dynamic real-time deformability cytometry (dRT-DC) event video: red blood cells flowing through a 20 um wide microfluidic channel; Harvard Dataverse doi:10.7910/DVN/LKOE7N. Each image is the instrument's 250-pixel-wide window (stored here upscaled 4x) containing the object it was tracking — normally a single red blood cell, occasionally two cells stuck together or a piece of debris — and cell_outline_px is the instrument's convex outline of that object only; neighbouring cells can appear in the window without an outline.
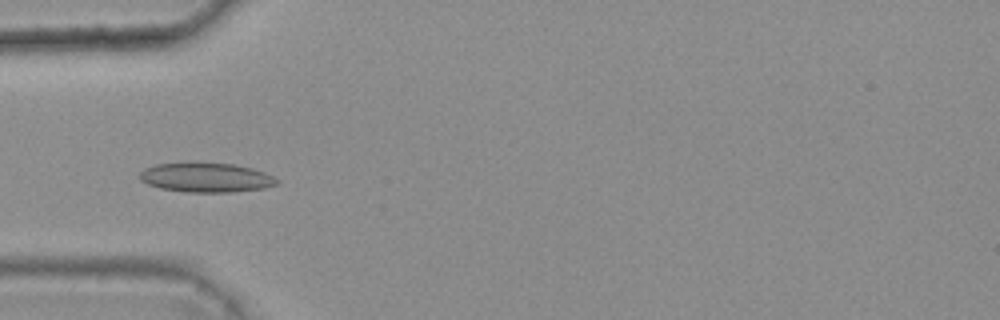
{"species": "common noctule bat (a hibernating species)", "species_latin": "Nyctalus noctula", "temperature_condition": "warm", "stored_images_in_passage": 8, "camera_frame_rate_fps": 3000, "um_per_image_px": 0.085, "animal": {"sex": "female", "body_mass_g": 25.1}, "frame": {"image": 1, "passage_image": 3, "time_ms": 0.667, "image_size_px": [1000, 320], "cell_outline_px": [[280, 184], [264, 188], [232, 192], [188, 192], [160, 188], [148, 184], [140, 180], [140, 172], [144, 168], [156, 164], [196, 160], [232, 164], [252, 168], [264, 172], [280, 180]], "centroid_in_image_um": [17.51, 15.05], "position_along_channel_um": 67.5, "area_um2": 24.22}}
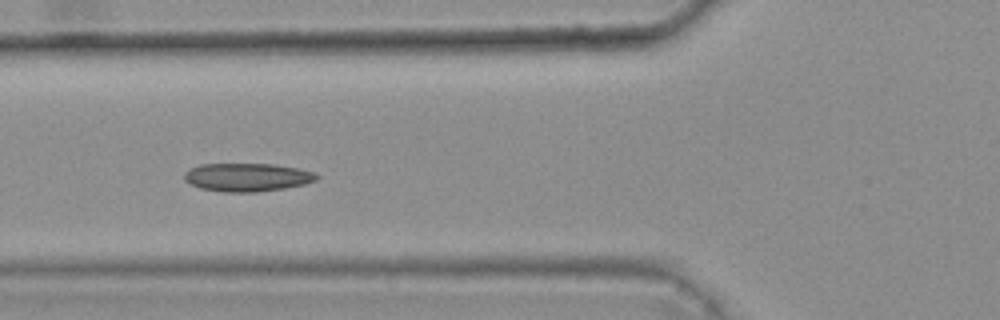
{"frame": {"image": 2, "passage_image": 4, "time_ms": 1.0, "image_size_px": [1000, 320], "cell_outline_px": [[320, 176], [316, 180], [304, 184], [284, 188], [256, 192], [224, 192], [200, 188], [184, 180], [184, 172], [200, 164], [272, 164], [296, 168], [316, 172]], "centroid_in_image_um": [21.02, 15.06], "position_along_channel_um": 104.8, "area_um2": 21.73}}
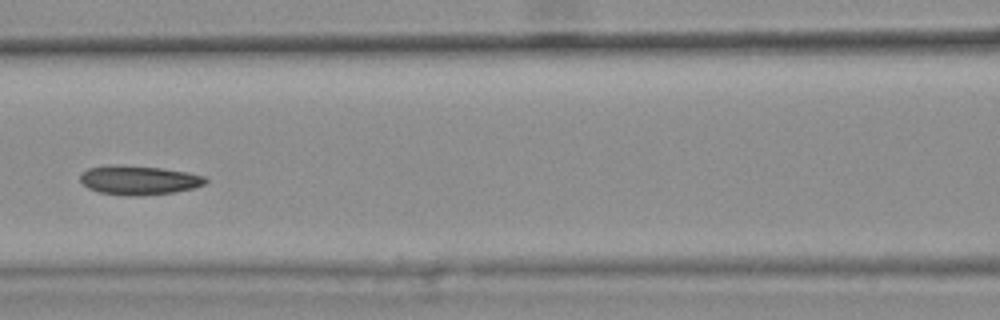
{"frame": {"image": 3, "passage_image": 5, "time_ms": 1.333, "image_size_px": [1000, 320], "cell_outline_px": [[208, 180], [204, 184], [192, 188], [176, 192], [140, 196], [128, 196], [100, 192], [88, 188], [80, 180], [80, 176], [88, 168], [116, 164], [160, 168], [188, 172], [204, 176]], "centroid_in_image_um": [11.81, 15.31], "position_along_channel_um": 154.8, "area_um2": 21.21}}